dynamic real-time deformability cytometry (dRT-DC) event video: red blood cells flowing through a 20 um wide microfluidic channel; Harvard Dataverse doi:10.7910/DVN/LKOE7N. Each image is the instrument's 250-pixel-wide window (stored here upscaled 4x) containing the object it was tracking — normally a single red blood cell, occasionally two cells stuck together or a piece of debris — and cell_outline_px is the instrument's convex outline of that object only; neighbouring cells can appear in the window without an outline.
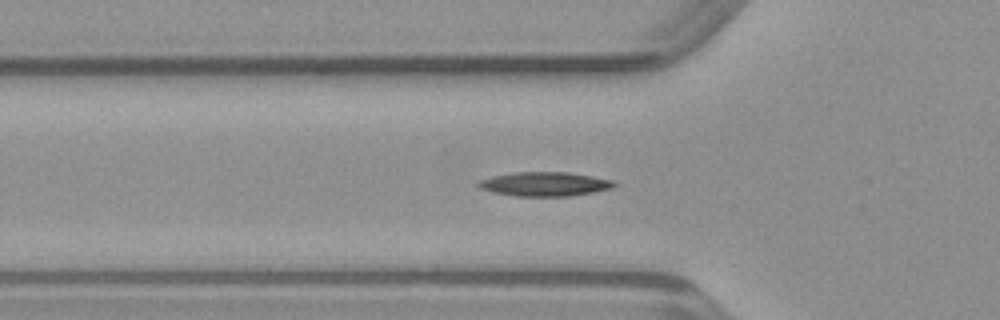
{"species": "common noctule bat (a hibernating species)", "species_latin": "Nyctalus noctula", "temperature_condition": "warm", "stored_images_in_passage": 49, "camera_frame_rate_fps": 3000, "um_per_image_px": 0.085, "animal": {"sex": "male", "body_mass_g": 23.1, "forearm_length_mm": 52.7}, "frame": {"image": 1, "passage_image": 15, "time_ms": 4.667, "image_size_px": [1000, 320], "cell_outline_px": [[620, 184], [612, 188], [592, 192], [568, 196], [516, 196], [492, 192], [480, 188], [476, 184], [480, 180], [492, 176], [516, 172], [568, 172], [592, 176], [612, 180]], "centroid_in_image_um": [46.31, 15.64], "position_along_channel_um": 79.5, "area_um2": 19.07}}
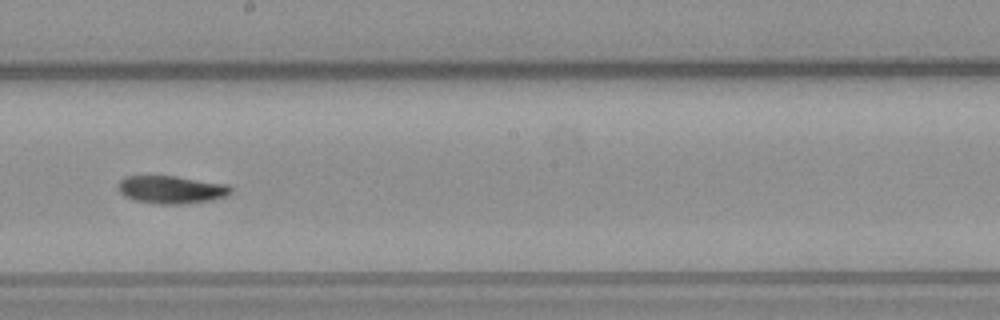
{"frame": {"image": 2, "passage_image": 26, "time_ms": 8.333, "image_size_px": [1000, 320], "cell_outline_px": [[232, 192], [224, 196], [212, 200], [184, 204], [160, 204], [136, 200], [124, 196], [120, 192], [116, 184], [124, 176], [176, 176], [228, 184], [232, 188]], "centroid_in_image_um": [14.56, 16.11], "position_along_channel_um": 233.6, "area_um2": 18.32}}
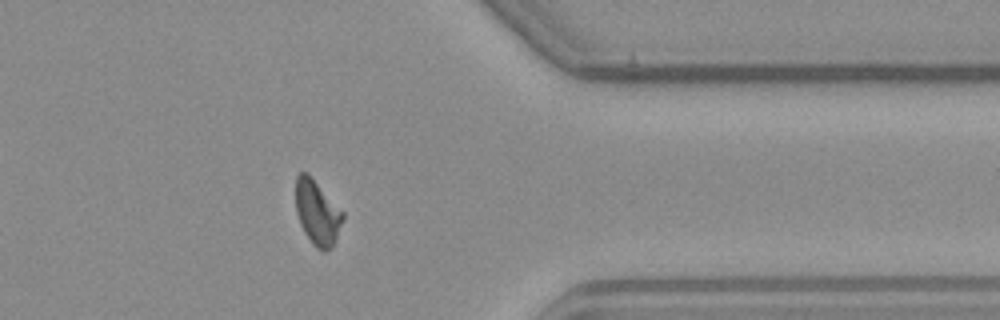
{"frame": {"image": 3, "passage_image": 38, "time_ms": 12.333, "image_size_px": [1000, 320], "cell_outline_px": [[344, 220], [336, 240], [332, 248], [324, 252], [316, 248], [312, 244], [304, 232], [300, 224], [296, 212], [296, 176], [300, 172], [308, 172], [344, 212]], "centroid_in_image_um": [26.98, 18.08], "position_along_channel_um": 384.4, "area_um2": 18.09}}